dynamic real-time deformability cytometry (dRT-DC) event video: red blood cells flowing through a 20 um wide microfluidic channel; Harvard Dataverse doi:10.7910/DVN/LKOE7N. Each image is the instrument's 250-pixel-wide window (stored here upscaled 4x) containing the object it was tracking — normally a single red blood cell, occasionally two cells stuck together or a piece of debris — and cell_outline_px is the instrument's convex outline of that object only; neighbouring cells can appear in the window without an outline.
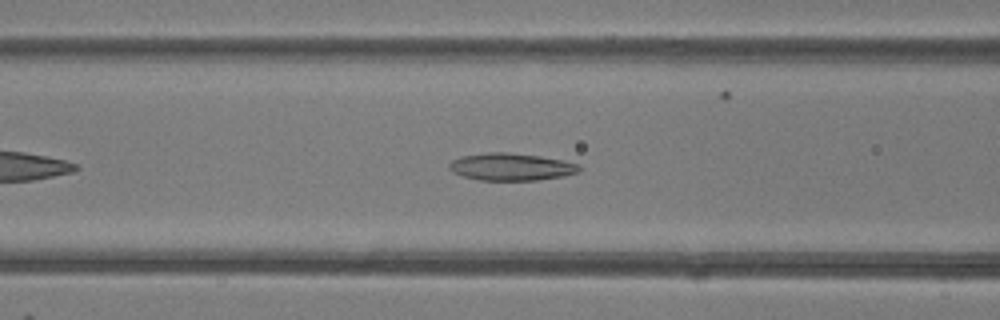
{"species": "common noctule bat (a hibernating species)", "species_latin": "Nyctalus noctula", "temperature_condition": "room temperature", "stored_images_in_passage": 39, "camera_frame_rate_fps": 3000, "um_per_image_px": 0.085, "animal": {"sex": "female"}, "frame": {"image": 1, "passage_image": 9, "time_ms": 2.667, "image_size_px": [1000, 320], "cell_outline_px": [[580, 172], [564, 176], [540, 180], [480, 180], [464, 176], [452, 172], [448, 168], [448, 164], [452, 160], [464, 156], [488, 152], [508, 152], [540, 156], [580, 164]], "centroid_in_image_um": [43.46, 14.18], "position_along_channel_um": 123.1, "area_um2": 20.69}}
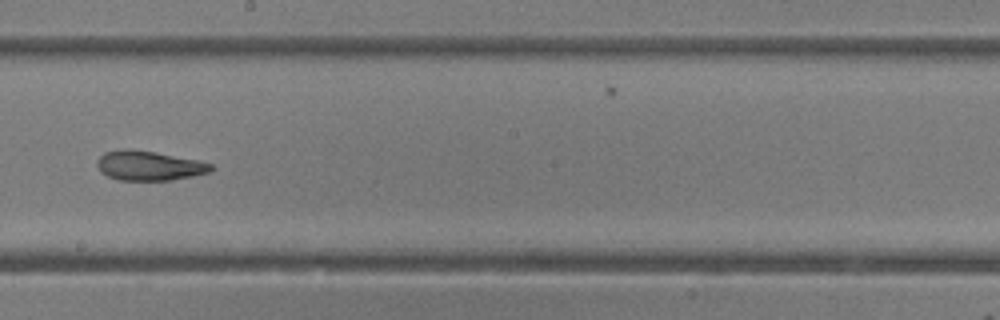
{"frame": {"image": 2, "passage_image": 17, "time_ms": 5.333, "image_size_px": [1000, 320], "cell_outline_px": [[216, 168], [212, 172], [172, 180], [120, 180], [108, 176], [100, 172], [96, 164], [96, 160], [104, 152], [120, 148], [132, 148], [156, 152], [196, 160], [212, 164]], "centroid_in_image_um": [12.65, 14.07], "position_along_channel_um": 235.5, "area_um2": 19.94}}
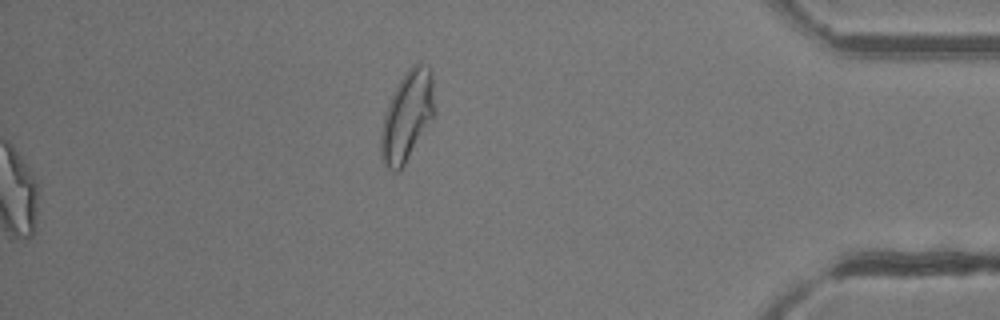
{"frame": {"image": 3, "passage_image": 39, "time_ms": 12.667, "image_size_px": [1000, 320], "cell_outline_px": [[436, 112], [432, 120], [404, 164], [396, 172], [384, 168], [380, 156], [380, 132], [384, 112], [404, 72], [412, 64], [420, 60], [432, 72]], "centroid_in_image_um": [34.61, 9.85], "position_along_channel_um": 400.6, "area_um2": 28.5}, "authors_computed_cell_mechanics": {"area_um2": 20.6924, "velocity_mm_per_s": 4.216, "shape_relaxation_time_tau1_ms": null, "shape_relaxation_time_tau2_ms": 2.2781, "deformation_change_tau1": null, "deformation_change_tau2": 0.1037}}